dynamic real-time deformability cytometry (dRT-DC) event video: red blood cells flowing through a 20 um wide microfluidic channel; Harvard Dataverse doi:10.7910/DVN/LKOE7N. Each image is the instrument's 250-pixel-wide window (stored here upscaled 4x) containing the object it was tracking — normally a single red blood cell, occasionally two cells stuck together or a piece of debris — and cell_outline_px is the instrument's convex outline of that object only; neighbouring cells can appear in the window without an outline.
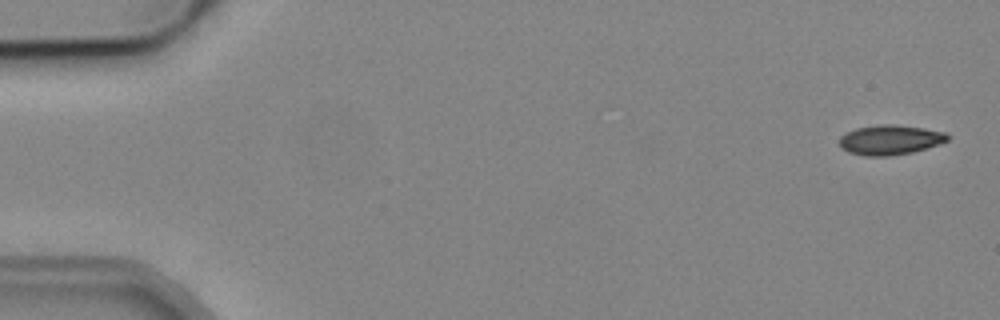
{"species": "common noctule bat (a hibernating species)", "species_latin": "Nyctalus noctula", "temperature_condition": "cold", "stored_images_in_passage": 4, "camera_frame_rate_fps": 3000, "um_per_image_px": 0.085, "animal": {"sex": "male", "body_mass_g": 19.2, "forearm_length_mm": 51.8}, "frame": {"image": 1, "passage_image": 1, "time_ms": 0.0, "image_size_px": [1000, 320], "cell_outline_px": [[948, 140], [940, 144], [912, 152], [888, 156], [864, 156], [848, 152], [840, 148], [840, 136], [856, 128], [880, 124], [892, 124], [924, 128], [948, 132]], "centroid_in_image_um": [75.66, 11.89], "position_along_channel_um": 9.3, "area_um2": 18.84}}